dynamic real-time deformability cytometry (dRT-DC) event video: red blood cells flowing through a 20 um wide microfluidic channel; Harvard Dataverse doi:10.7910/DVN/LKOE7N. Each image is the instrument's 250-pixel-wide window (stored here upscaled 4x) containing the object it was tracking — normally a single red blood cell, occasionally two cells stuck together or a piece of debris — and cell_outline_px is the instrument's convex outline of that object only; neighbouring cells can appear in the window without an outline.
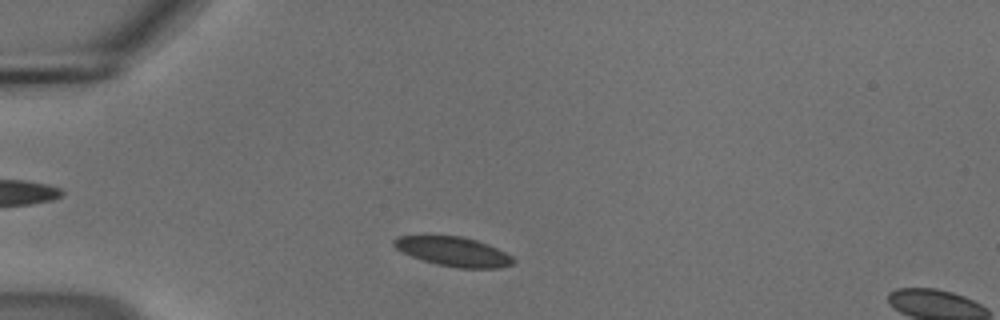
{"species": "common noctule bat (a hibernating species)", "species_latin": "Nyctalus noctula", "temperature_condition": "cold", "stored_images_in_passage": 45, "camera_frame_rate_fps": 3000, "um_per_image_px": 0.085, "animal": {"sex": "male", "body_mass_g": 18.8}, "frame": {"image": 1, "passage_image": 5, "time_ms": 1.333, "image_size_px": [1000, 320], "cell_outline_px": [[516, 264], [500, 268], [456, 268], [436, 264], [412, 256], [396, 248], [392, 244], [392, 240], [400, 236], [460, 236], [476, 240], [488, 244], [512, 256], [516, 260]], "centroid_in_image_um": [38.59, 21.4], "position_along_channel_um": 46.4, "area_um2": 20.35}}
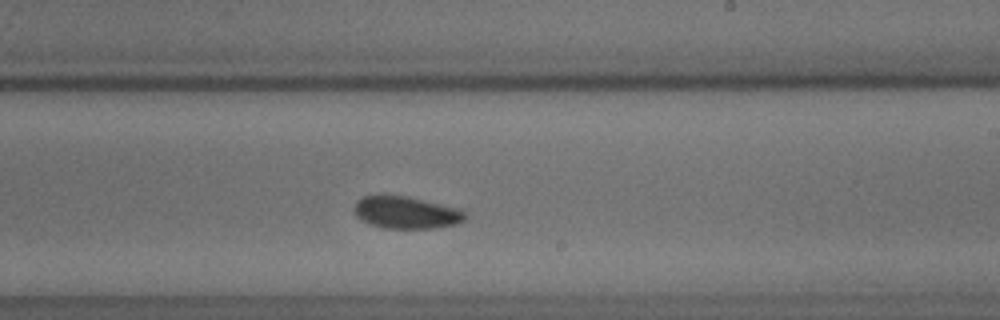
{"frame": {"image": 2, "passage_image": 24, "time_ms": 7.667, "image_size_px": [1000, 320], "cell_outline_px": [[468, 216], [464, 220], [456, 224], [432, 228], [380, 228], [368, 224], [360, 220], [352, 212], [352, 208], [356, 200], [364, 196], [408, 196], [456, 208], [464, 212]], "centroid_in_image_um": [34.44, 18.08], "position_along_channel_um": 254.6, "area_um2": 20.87}}
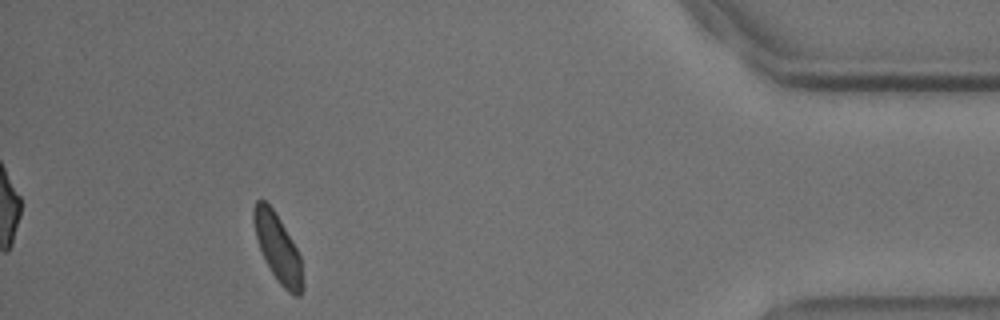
{"frame": {"image": 3, "passage_image": 41, "time_ms": 13.333, "image_size_px": [1000, 320], "cell_outline_px": [[304, 288], [300, 296], [292, 296], [280, 284], [272, 272], [260, 248], [256, 236], [252, 220], [252, 208], [256, 200], [264, 200], [272, 208], [280, 220], [292, 240], [300, 256], [304, 284]], "centroid_in_image_um": [23.62, 21.1], "position_along_channel_um": 411.6, "area_um2": 19.19}, "authors_computed_cell_mechanics": {"area_um2": 20.3456, "velocity_mm_per_s": 3.6576, "shape_relaxation_time_tau1_ms": 2.8119, "shape_relaxation_time_tau2_ms": null, "deformation_change_tau1": 0.0576, "deformation_change_tau2": null}}